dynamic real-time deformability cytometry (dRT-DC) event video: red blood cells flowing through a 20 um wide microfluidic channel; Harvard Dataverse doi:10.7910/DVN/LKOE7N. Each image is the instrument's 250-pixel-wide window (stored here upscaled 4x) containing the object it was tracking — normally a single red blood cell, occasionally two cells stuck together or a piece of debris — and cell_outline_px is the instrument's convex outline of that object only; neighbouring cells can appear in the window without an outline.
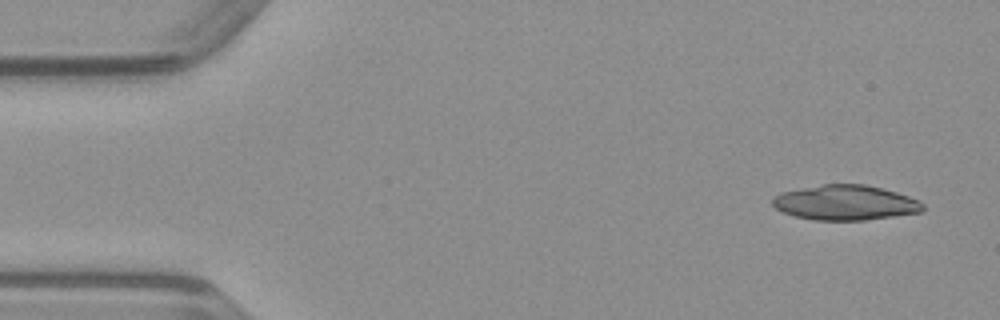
{"species": "common noctule bat (a hibernating species)", "species_latin": "Nyctalus noctula", "temperature_condition": "warm", "stored_images_in_passage": 14, "camera_frame_rate_fps": 3000, "um_per_image_px": 0.085, "animal": {"sex": "male", "body_mass_g": 23.1, "forearm_length_mm": 52.7}, "frame": {"image": 1, "passage_image": 3, "time_ms": 0.667, "image_size_px": [1000, 320], "cell_outline_px": [[924, 208], [920, 212], [864, 220], [816, 220], [796, 216], [784, 212], [776, 208], [772, 204], [772, 200], [780, 192], [824, 184], [864, 184], [896, 192], [920, 200], [924, 204]], "centroid_in_image_um": [71.86, 17.22], "position_along_channel_um": 13.1, "area_um2": 30.35}}